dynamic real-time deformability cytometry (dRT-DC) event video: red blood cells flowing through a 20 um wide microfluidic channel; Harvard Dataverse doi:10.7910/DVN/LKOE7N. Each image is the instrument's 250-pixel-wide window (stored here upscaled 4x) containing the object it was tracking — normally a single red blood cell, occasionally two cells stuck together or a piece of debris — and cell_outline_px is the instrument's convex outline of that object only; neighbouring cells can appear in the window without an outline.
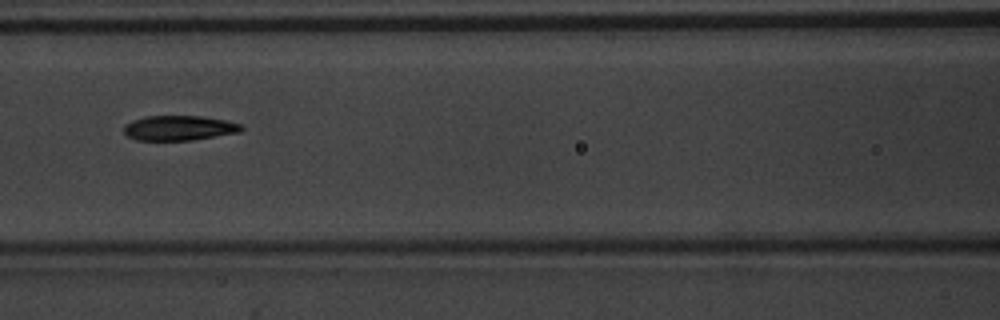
{"species": "common noctule bat (a hibernating species)", "species_latin": "Nyctalus noctula", "temperature_condition": "warm", "stored_images_in_passage": 8, "camera_frame_rate_fps": 3000, "um_per_image_px": 0.085, "animal": {"sex": "male", "body_mass_g": 20.1, "forearm_length_mm": 53.5}, "frame": {"image": 1, "passage_image": 8, "time_ms": 2.333, "image_size_px": [1000, 320], "cell_outline_px": [[244, 128], [240, 132], [192, 140], [136, 140], [128, 136], [124, 132], [124, 124], [132, 120], [148, 116], [200, 116], [224, 120], [240, 124]], "centroid_in_image_um": [15.2, 10.88], "position_along_channel_um": 151.4, "area_um2": 16.94}}